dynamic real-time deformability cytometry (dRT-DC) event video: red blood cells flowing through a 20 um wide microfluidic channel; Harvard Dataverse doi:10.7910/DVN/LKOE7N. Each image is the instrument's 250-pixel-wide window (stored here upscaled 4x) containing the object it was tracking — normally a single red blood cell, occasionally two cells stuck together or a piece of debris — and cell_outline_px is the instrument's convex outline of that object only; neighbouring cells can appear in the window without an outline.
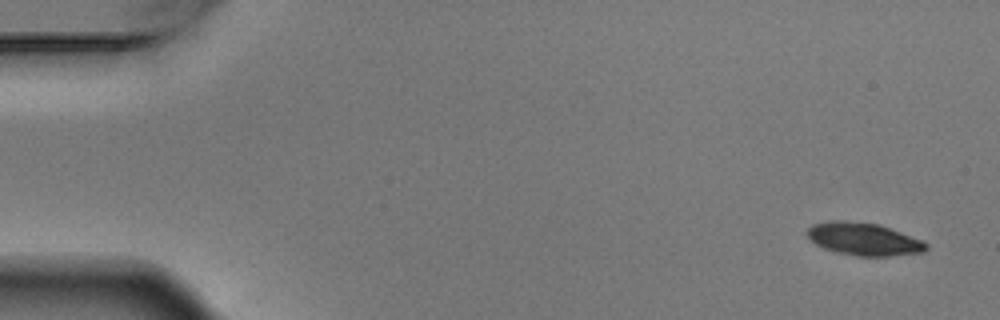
{"species": "Egyptian fruit bat (a non-hibernating species)", "species_latin": "Rousettus aegyptiacus", "temperature_condition": "warm", "stored_images_in_passage": 8, "camera_frame_rate_fps": 3000, "um_per_image_px": 0.085, "animal": {"sex": "male"}, "frame": {"image": 1, "passage_image": 1, "time_ms": 0.0, "image_size_px": [1000, 320], "cell_outline_px": [[928, 248], [924, 252], [888, 256], [856, 256], [836, 252], [824, 248], [816, 244], [804, 232], [812, 224], [828, 220], [844, 220], [876, 224], [900, 232], [920, 240], [928, 244]], "centroid_in_image_um": [73.36, 20.32], "position_along_channel_um": 11.6, "area_um2": 22.48}}
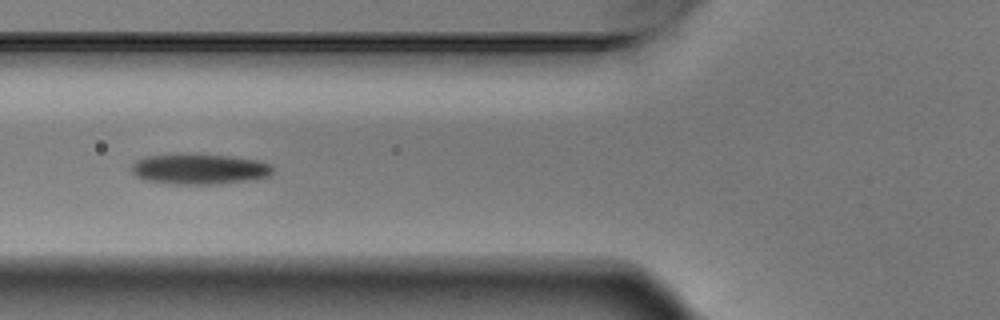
{"frame": {"image": 2, "passage_image": 6, "time_ms": 1.667, "image_size_px": [1000, 320], "cell_outline_px": [[272, 172], [268, 176], [220, 184], [172, 184], [140, 180], [132, 172], [132, 164], [136, 160], [144, 156], [176, 152], [232, 156], [256, 160], [272, 164]], "centroid_in_image_um": [16.85, 14.34], "position_along_channel_um": 109.0, "area_um2": 25.66}}
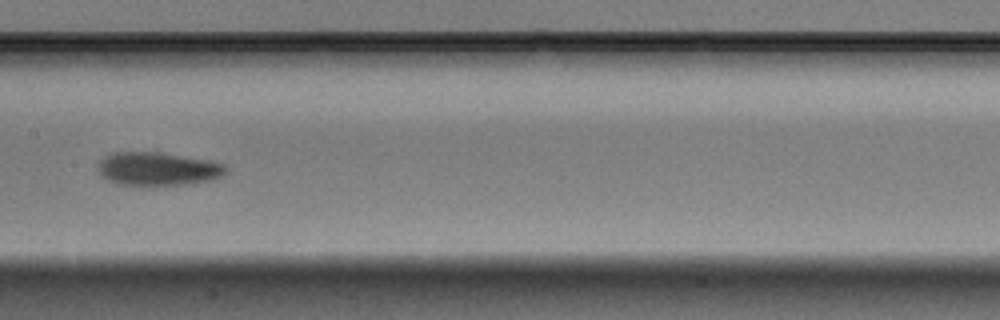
{"frame": {"image": 3, "passage_image": 8, "time_ms": 2.333, "image_size_px": [1000, 320], "cell_outline_px": [[228, 172], [216, 180], [184, 184], [116, 184], [100, 176], [96, 168], [96, 164], [104, 156], [112, 152], [148, 152], [212, 160], [224, 164], [228, 168]], "centroid_in_image_um": [13.41, 14.35], "position_along_channel_um": 194.0, "area_um2": 24.85}}